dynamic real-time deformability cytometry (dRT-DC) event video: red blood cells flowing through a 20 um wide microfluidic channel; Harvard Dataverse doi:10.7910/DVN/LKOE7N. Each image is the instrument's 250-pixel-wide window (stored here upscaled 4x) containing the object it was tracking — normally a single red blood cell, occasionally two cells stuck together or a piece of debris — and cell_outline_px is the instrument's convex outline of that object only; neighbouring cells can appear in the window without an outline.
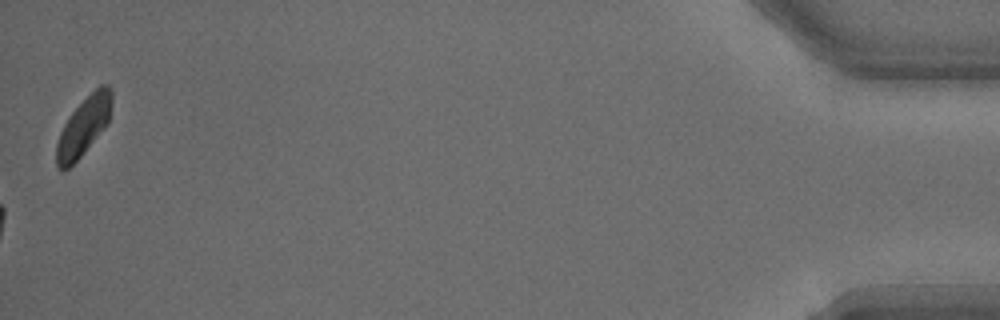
{"species": "common noctule bat (a hibernating species)", "species_latin": "Nyctalus noctula", "temperature_condition": "warm", "stored_images_in_passage": 33, "camera_frame_rate_fps": 3000, "um_per_image_px": 0.085, "animal": {"sex": "male", "body_mass_g": 15.6}, "frame": {"image": 1, "passage_image": 33, "time_ms": 10.667, "image_size_px": [1000, 320], "cell_outline_px": [[112, 104], [108, 124], [80, 156], [68, 168], [60, 168], [56, 164], [56, 144], [60, 132], [68, 116], [100, 84], [108, 84], [112, 88]], "centroid_in_image_um": [7.14, 10.69], "position_along_channel_um": 428.1, "area_um2": 18.55}}